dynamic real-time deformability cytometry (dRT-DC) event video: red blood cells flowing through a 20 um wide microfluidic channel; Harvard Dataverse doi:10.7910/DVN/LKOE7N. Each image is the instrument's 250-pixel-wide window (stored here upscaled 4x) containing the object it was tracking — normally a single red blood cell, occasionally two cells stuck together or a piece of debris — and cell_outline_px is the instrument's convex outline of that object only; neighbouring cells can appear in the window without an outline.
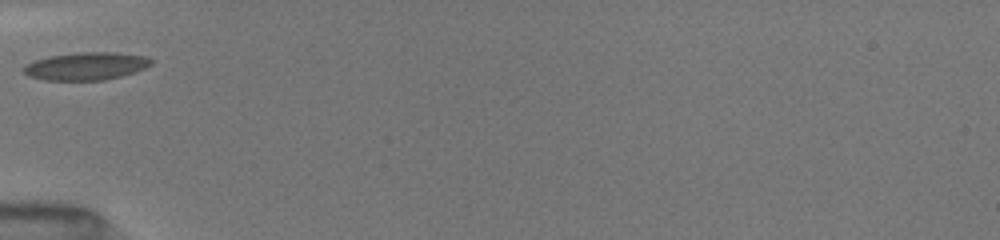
{"species": "common noctule bat (a hibernating species)", "species_latin": "Nyctalus noctula", "temperature_condition": "room temperature", "stored_images_in_passage": 2, "camera_frame_rate_fps": 3000, "um_per_image_px": 0.085, "animal": {"sex": "female", "body_mass_g": 19.5, "forearm_length_mm": 54.1}, "frame": {"image": 1, "passage_image": 1, "time_ms": 0.0, "image_size_px": [1000, 240], "cell_outline_px": [[152, 64], [144, 68], [120, 76], [104, 80], [44, 80], [28, 76], [20, 68], [24, 64], [48, 56], [76, 52], [112, 52], [144, 56], [152, 60]], "centroid_in_image_um": [7.24, 5.62], "position_along_channel_um": 77.8, "area_um2": 20.58}}
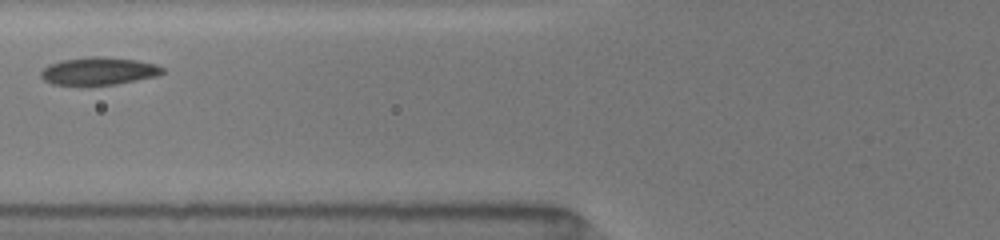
{"frame": {"image": 2, "passage_image": 2, "time_ms": 1.0, "image_size_px": [1000, 240], "cell_outline_px": [[164, 72], [156, 76], [116, 84], [52, 84], [44, 80], [40, 76], [40, 72], [48, 64], [60, 60], [92, 56], [104, 56], [136, 60], [156, 64], [164, 68]], "centroid_in_image_um": [8.38, 6.02], "position_along_channel_um": 117.4, "area_um2": 19.48}}